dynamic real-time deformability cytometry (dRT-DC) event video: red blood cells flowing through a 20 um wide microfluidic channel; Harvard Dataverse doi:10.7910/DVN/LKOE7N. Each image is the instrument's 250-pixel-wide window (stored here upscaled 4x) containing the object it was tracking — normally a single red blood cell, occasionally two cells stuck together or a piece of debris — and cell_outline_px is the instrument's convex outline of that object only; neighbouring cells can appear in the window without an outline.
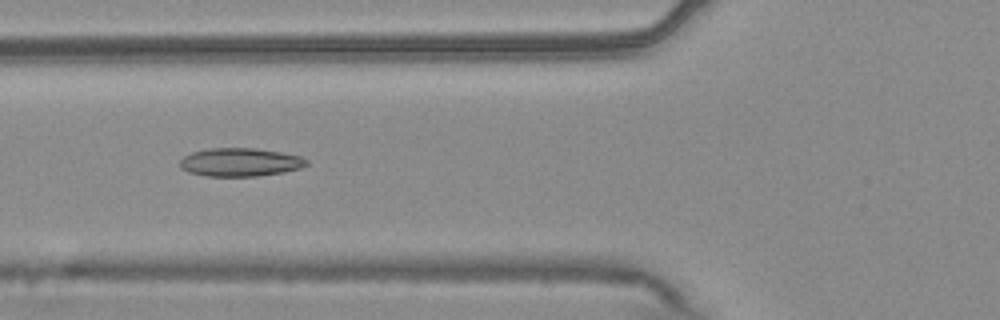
{"species": "common noctule bat (a hibernating species)", "species_latin": "Nyctalus noctula", "temperature_condition": "warm", "stored_images_in_passage": 55, "camera_frame_rate_fps": 3000, "um_per_image_px": 0.085, "animal": {"sex": "male", "body_mass_g": 20.4}, "frame": {"image": 1, "passage_image": 21, "time_ms": 6.667, "image_size_px": [1000, 320], "cell_outline_px": [[308, 164], [300, 168], [284, 172], [256, 176], [208, 176], [188, 172], [180, 168], [180, 160], [184, 156], [192, 152], [208, 148], [256, 148], [280, 152], [300, 156], [308, 160]], "centroid_in_image_um": [20.4, 13.78], "position_along_channel_um": 105.4, "area_um2": 20.92}}
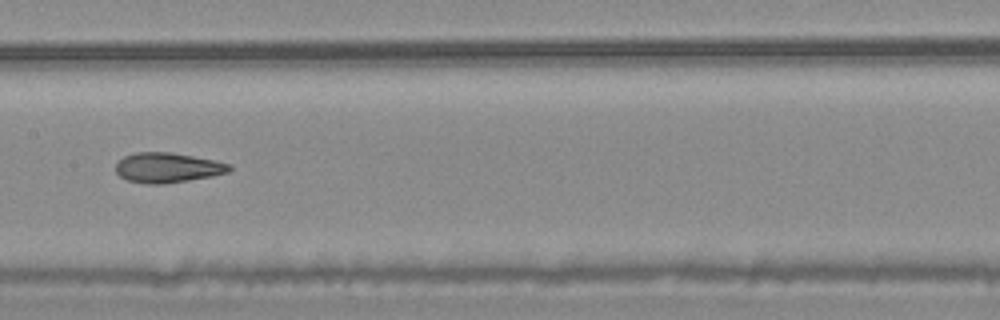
{"frame": {"image": 2, "passage_image": 28, "time_ms": 9.0, "image_size_px": [1000, 320], "cell_outline_px": [[232, 168], [228, 172], [212, 176], [164, 184], [148, 184], [128, 180], [120, 176], [116, 172], [116, 164], [124, 156], [136, 152], [168, 152], [192, 156], [232, 164]], "centroid_in_image_um": [14.24, 14.25], "position_along_channel_um": 193.2, "area_um2": 19.65}}
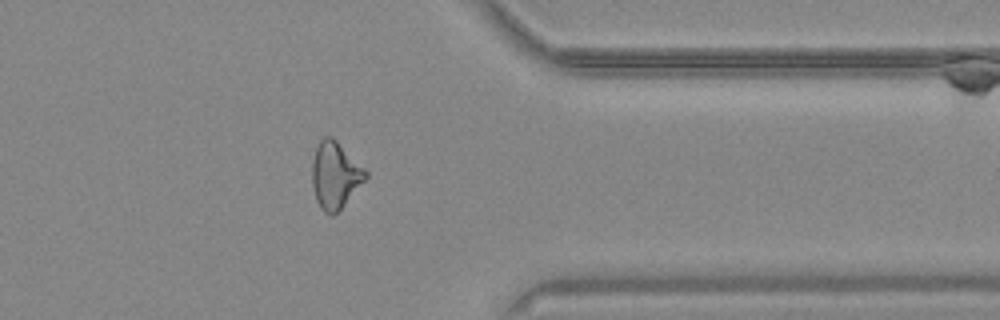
{"frame": {"image": 3, "passage_image": 44, "time_ms": 14.333, "image_size_px": [1000, 320], "cell_outline_px": [[368, 176], [340, 208], [332, 216], [324, 212], [320, 208], [316, 200], [312, 184], [312, 160], [316, 148], [320, 140], [324, 136], [332, 136], [368, 172]], "centroid_in_image_um": [28.46, 14.88], "position_along_channel_um": 382.9, "area_um2": 20.46}, "authors_computed_cell_mechanics": {"area_um2": 20.9814, "velocity_mm_per_s": 3.746, "shape_relaxation_time_tau1_ms": null, "shape_relaxation_time_tau2_ms": 2.9586, "deformation_change_tau1": null, "deformation_change_tau2": 0.109}}